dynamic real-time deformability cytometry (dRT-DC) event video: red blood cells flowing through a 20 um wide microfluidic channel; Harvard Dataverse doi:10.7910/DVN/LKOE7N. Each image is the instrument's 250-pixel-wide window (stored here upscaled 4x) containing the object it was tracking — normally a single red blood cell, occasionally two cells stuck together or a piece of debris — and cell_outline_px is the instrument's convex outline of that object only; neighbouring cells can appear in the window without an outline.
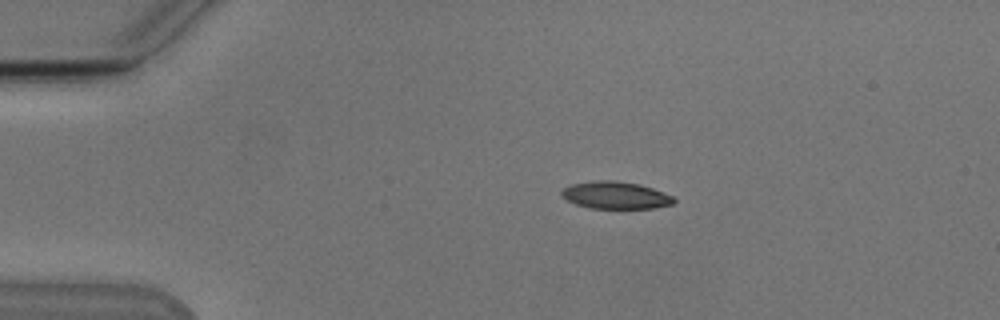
{"species": "Egyptian fruit bat (a non-hibernating species)", "species_latin": "Rousettus aegyptiacus", "temperature_condition": "cold", "stored_images_in_passage": 7, "camera_frame_rate_fps": 3000, "um_per_image_px": 0.085, "animal": {"sex": "male"}, "frame": {"image": 1, "passage_image": 2, "time_ms": 1.333, "image_size_px": [1000, 320], "cell_outline_px": [[676, 200], [672, 204], [652, 208], [592, 208], [576, 204], [568, 200], [560, 192], [564, 188], [572, 184], [596, 180], [612, 180], [640, 184], [652, 188], [672, 196]], "centroid_in_image_um": [52.33, 16.59], "position_along_channel_um": 32.7, "area_um2": 17.57}}
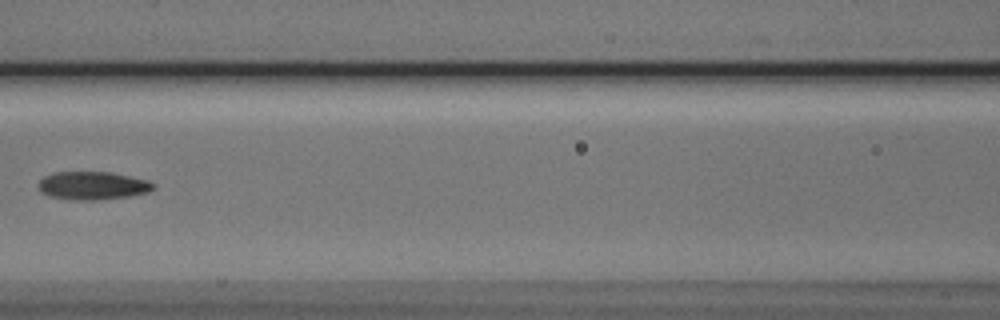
{"frame": {"image": 2, "passage_image": 6, "time_ms": 6.0, "image_size_px": [1000, 320], "cell_outline_px": [[156, 188], [148, 192], [132, 196], [96, 200], [72, 200], [48, 196], [40, 192], [40, 180], [44, 176], [52, 172], [112, 172], [148, 180], [156, 184]], "centroid_in_image_um": [7.91, 15.78], "position_along_channel_um": 158.7, "area_um2": 19.07}}
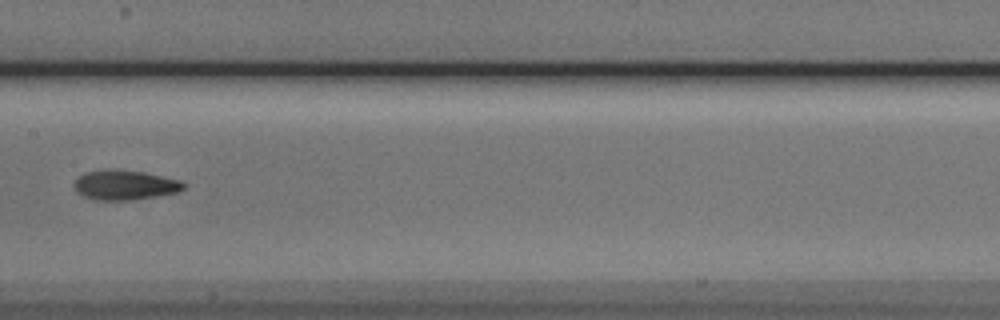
{"frame": {"image": 3, "passage_image": 7, "time_ms": 7.0, "image_size_px": [1000, 320], "cell_outline_px": [[188, 184], [184, 188], [176, 192], [160, 196], [132, 200], [92, 200], [76, 192], [72, 184], [84, 172], [112, 168], [144, 172], [180, 180]], "centroid_in_image_um": [10.6, 15.72], "position_along_channel_um": 196.8, "area_um2": 19.31}}